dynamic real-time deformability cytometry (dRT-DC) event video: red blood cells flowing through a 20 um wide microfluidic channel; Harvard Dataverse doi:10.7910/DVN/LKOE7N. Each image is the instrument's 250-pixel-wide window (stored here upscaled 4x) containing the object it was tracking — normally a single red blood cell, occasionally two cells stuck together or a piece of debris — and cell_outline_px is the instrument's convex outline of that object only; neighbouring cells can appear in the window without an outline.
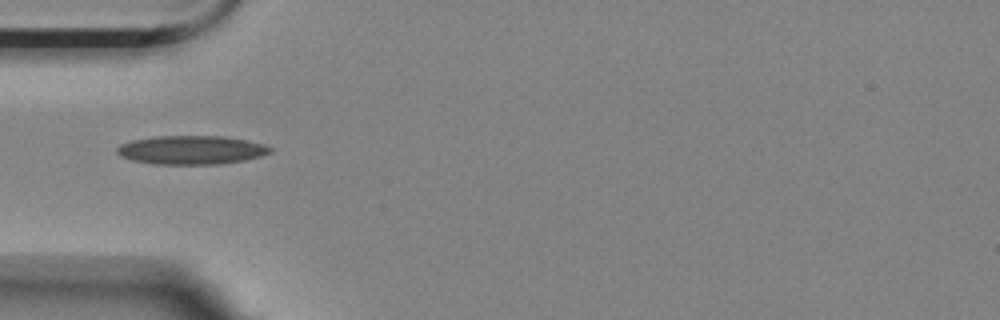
{"species": "Egyptian fruit bat (a non-hibernating species)", "species_latin": "Rousettus aegyptiacus", "temperature_condition": "room temperature", "stored_images_in_passage": 39, "camera_frame_rate_fps": 3000, "um_per_image_px": 0.085, "animal": {"sex": "female"}, "frame": {"image": 1, "passage_image": 1, "time_ms": 0.0, "image_size_px": [1000, 320], "cell_outline_px": [[272, 152], [260, 156], [244, 160], [220, 164], [156, 164], [132, 160], [120, 156], [116, 152], [116, 148], [120, 144], [132, 140], [156, 136], [224, 136], [248, 140], [264, 144], [272, 148]], "centroid_in_image_um": [16.27, 12.74], "position_along_channel_um": 68.7, "area_um2": 25.72}}
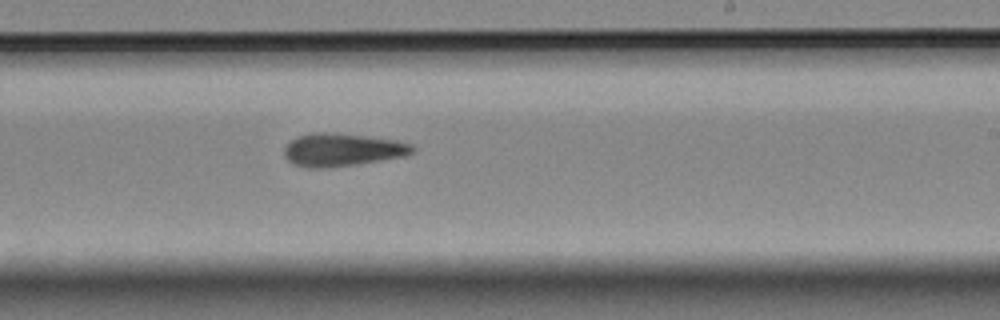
{"frame": {"image": 2, "passage_image": 17, "time_ms": 5.333, "image_size_px": [1000, 320], "cell_outline_px": [[416, 152], [404, 156], [332, 168], [308, 168], [292, 164], [284, 156], [284, 148], [292, 140], [300, 136], [316, 132], [324, 132], [364, 136], [396, 140], [412, 144], [416, 148]], "centroid_in_image_um": [29.1, 12.75], "position_along_channel_um": 259.9, "area_um2": 24.51}}
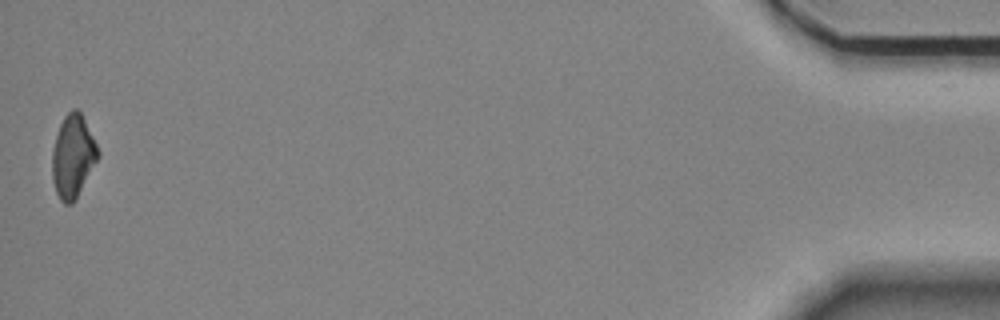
{"frame": {"image": 3, "passage_image": 39, "time_ms": 12.667, "image_size_px": [1000, 320], "cell_outline_px": [[100, 156], [76, 200], [72, 204], [64, 204], [60, 200], [56, 192], [52, 180], [52, 152], [56, 136], [60, 124], [64, 116], [72, 108], [76, 108], [80, 112], [100, 152]], "centroid_in_image_um": [6.19, 13.33], "position_along_channel_um": 429.0, "area_um2": 22.14}, "authors_computed_cell_mechanics": {"area_um2": 23.3512, "velocity_mm_per_s": 3.561, "shape_relaxation_time_tau1_ms": 7.2762, "shape_relaxation_time_tau2_ms": 7.2579, "deformation_change_tau1": 0.1469, "deformation_change_tau2": 0.1828}}